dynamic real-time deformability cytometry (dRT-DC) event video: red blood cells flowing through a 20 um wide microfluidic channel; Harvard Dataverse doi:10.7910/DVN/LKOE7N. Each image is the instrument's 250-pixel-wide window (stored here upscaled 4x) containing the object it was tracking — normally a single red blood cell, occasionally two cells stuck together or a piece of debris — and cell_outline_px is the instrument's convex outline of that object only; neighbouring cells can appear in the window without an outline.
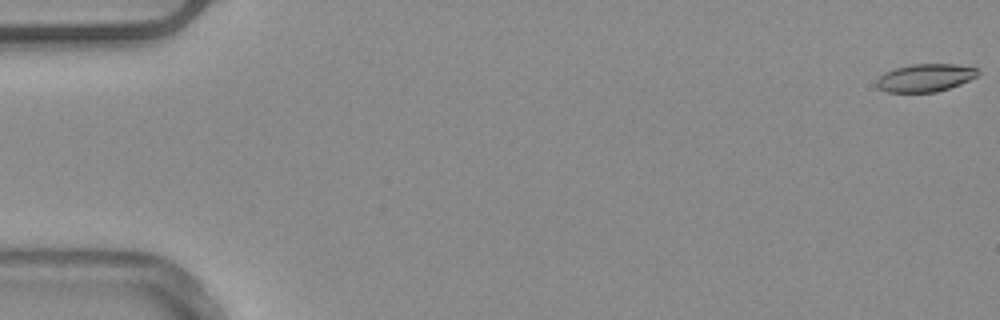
{"species": "common noctule bat (a hibernating species)", "species_latin": "Nyctalus noctula", "temperature_condition": "warm", "stored_images_in_passage": 15, "camera_frame_rate_fps": 3000, "um_per_image_px": 0.085, "animal": {"sex": "male", "body_mass_g": 20.4}, "frame": {"image": 1, "passage_image": 1, "time_ms": 0.0, "image_size_px": [1000, 320], "cell_outline_px": [[980, 76], [960, 84], [936, 92], [888, 92], [880, 88], [876, 84], [876, 80], [884, 72], [896, 68], [912, 64], [956, 64], [980, 68]], "centroid_in_image_um": [78.71, 6.6], "position_along_channel_um": 6.3, "area_um2": 16.53}}
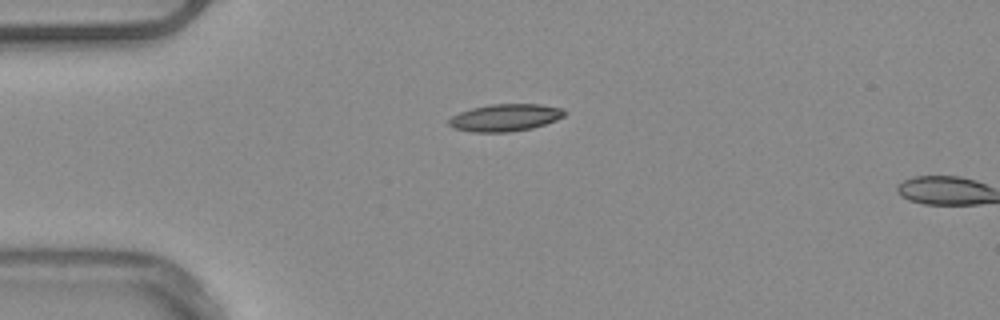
{"frame": {"image": 2, "passage_image": 14, "time_ms": 4.333, "image_size_px": [1000, 320], "cell_outline_px": [[568, 112], [564, 116], [556, 120], [532, 128], [508, 132], [472, 132], [452, 128], [448, 124], [448, 120], [452, 116], [460, 112], [472, 108], [492, 104], [540, 104], [564, 108]], "centroid_in_image_um": [42.96, 9.99], "position_along_channel_um": 42.0, "area_um2": 18.44}}